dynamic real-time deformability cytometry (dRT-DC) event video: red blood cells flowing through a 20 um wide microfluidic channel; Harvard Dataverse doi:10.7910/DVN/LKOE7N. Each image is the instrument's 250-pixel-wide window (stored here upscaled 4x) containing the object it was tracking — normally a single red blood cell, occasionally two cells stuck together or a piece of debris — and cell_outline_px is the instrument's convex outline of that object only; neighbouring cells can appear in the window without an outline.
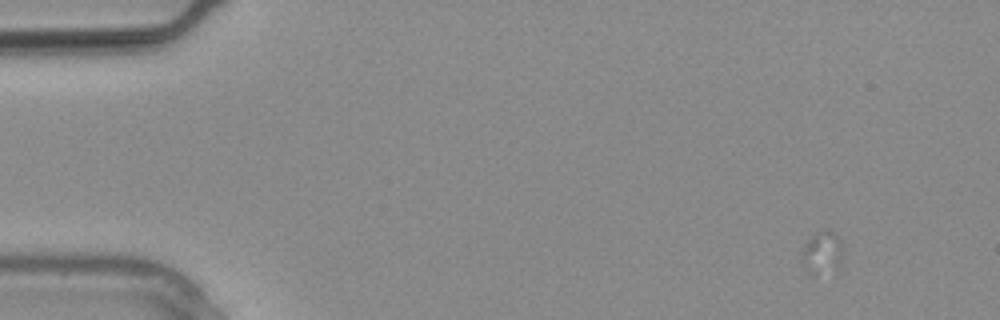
{"species": "common noctule bat (a hibernating species)", "species_latin": "Nyctalus noctula", "temperature_condition": "warm", "stored_images_in_passage": 10, "camera_frame_rate_fps": 3000, "um_per_image_px": 0.085, "animal": {"sex": "male", "body_mass_g": 20.4}, "frame": {"image": 1, "passage_image": 1, "time_ms": 0.0, "image_size_px": [1000, 320], "cell_outline_px": [[844, 252], [840, 268], [836, 276], [800, 260], [800, 252], [804, 244], [816, 232], [828, 228], [840, 240], [844, 248]], "centroid_in_image_um": [70.01, 21.4], "position_along_channel_um": 15.0, "area_um2": 10.0}}